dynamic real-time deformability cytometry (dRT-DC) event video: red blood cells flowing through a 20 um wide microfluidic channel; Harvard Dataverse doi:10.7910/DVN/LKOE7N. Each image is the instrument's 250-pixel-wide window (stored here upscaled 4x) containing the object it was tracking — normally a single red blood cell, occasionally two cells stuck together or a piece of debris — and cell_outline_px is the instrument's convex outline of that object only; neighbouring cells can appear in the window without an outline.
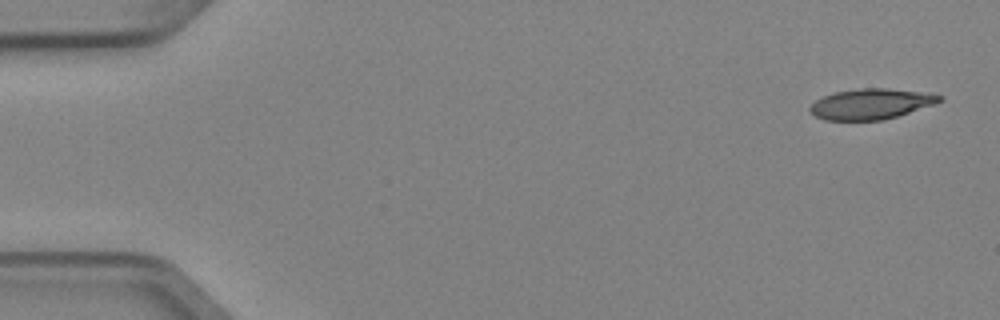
{"species": "Egyptian fruit bat (a non-hibernating species)", "species_latin": "Rousettus aegyptiacus", "temperature_condition": "cold", "stored_images_in_passage": 4, "camera_frame_rate_fps": 3000, "um_per_image_px": 0.085, "animal": {"sex": "female"}, "frame": {"image": 1, "passage_image": 1, "time_ms": 0.0, "image_size_px": [1000, 320], "cell_outline_px": [[944, 96], [940, 100], [932, 104], [884, 120], [824, 120], [816, 116], [808, 108], [816, 100], [824, 96], [836, 92], [860, 88], [888, 88], [920, 92]], "centroid_in_image_um": [73.98, 8.83], "position_along_channel_um": 11.0, "area_um2": 22.54}}
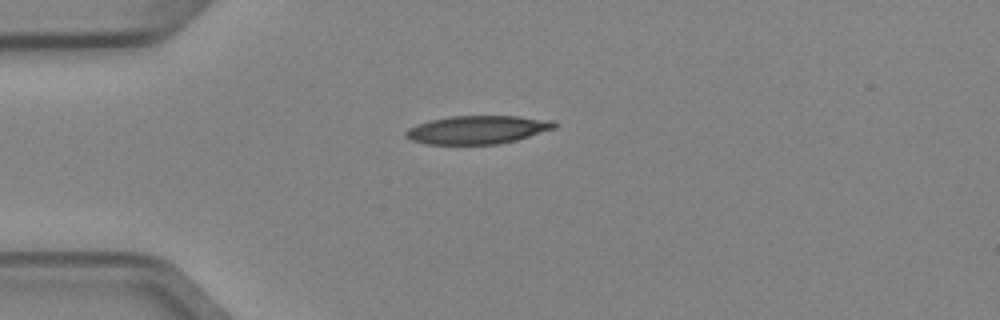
{"frame": {"image": 2, "passage_image": 4, "time_ms": 1.0, "image_size_px": [1000, 320], "cell_outline_px": [[556, 128], [516, 140], [496, 144], [424, 144], [412, 140], [404, 136], [404, 132], [408, 128], [416, 124], [432, 120], [452, 116], [516, 116], [556, 120]], "centroid_in_image_um": [40.59, 11.02], "position_along_channel_um": 44.4, "area_um2": 24.51}}